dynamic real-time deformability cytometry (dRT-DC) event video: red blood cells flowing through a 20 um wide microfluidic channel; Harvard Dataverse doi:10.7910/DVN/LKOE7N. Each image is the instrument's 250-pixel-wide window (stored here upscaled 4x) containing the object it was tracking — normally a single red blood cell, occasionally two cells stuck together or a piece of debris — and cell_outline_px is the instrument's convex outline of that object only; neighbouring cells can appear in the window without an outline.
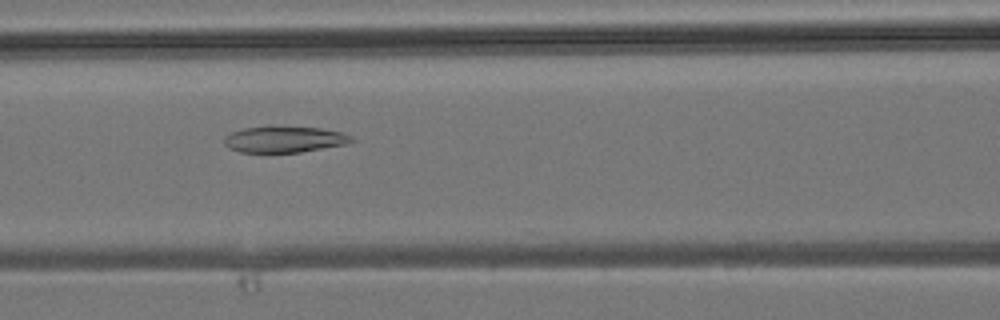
{"species": "common noctule bat (a hibernating species)", "species_latin": "Nyctalus noctula", "temperature_condition": "room temperature", "stored_images_in_passage": 38, "camera_frame_rate_fps": 3000, "um_per_image_px": 0.085, "animal": {"sex": "male", "body_mass_g": 19.2, "forearm_length_mm": 51.8}, "frame": {"image": 1, "passage_image": 18, "time_ms": 5.667, "image_size_px": [1000, 320], "cell_outline_px": [[356, 140], [348, 144], [300, 152], [240, 152], [228, 148], [224, 144], [224, 136], [232, 132], [244, 128], [268, 124], [320, 128], [340, 132], [352, 136]], "centroid_in_image_um": [24.16, 11.81], "position_along_channel_um": 142.4, "area_um2": 20.06}}
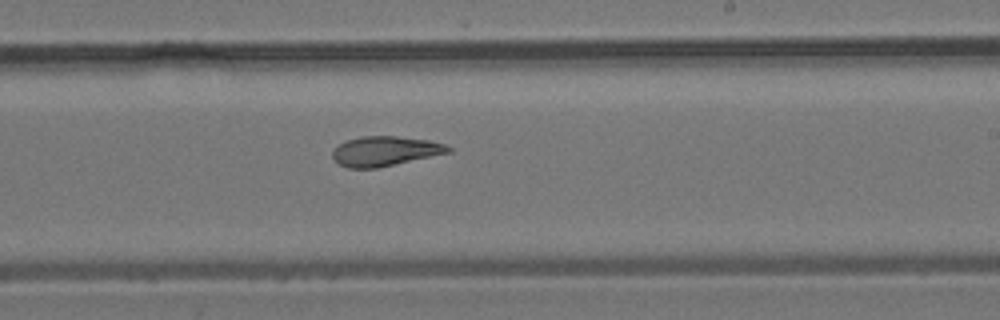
{"frame": {"image": 2, "passage_image": 25, "time_ms": 8.0, "image_size_px": [1000, 320], "cell_outline_px": [[452, 152], [376, 168], [348, 168], [340, 164], [332, 156], [332, 152], [340, 144], [348, 140], [360, 136], [396, 136], [428, 140], [444, 144], [452, 148]], "centroid_in_image_um": [32.75, 12.84], "position_along_channel_um": 256.2, "area_um2": 19.83}}
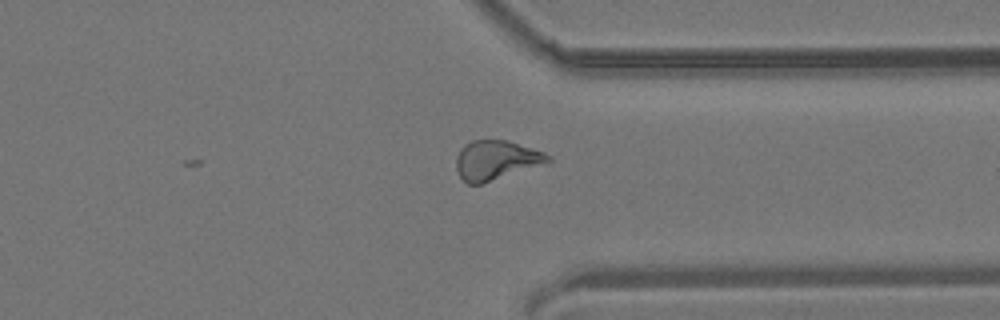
{"frame": {"image": 3, "passage_image": 32, "time_ms": 10.333, "image_size_px": [1000, 320], "cell_outline_px": [[552, 160], [480, 184], [468, 184], [460, 176], [456, 168], [456, 156], [460, 148], [464, 144], [472, 140], [504, 140], [532, 148], [544, 152], [552, 156]], "centroid_in_image_um": [42.11, 13.59], "position_along_channel_um": 369.3, "area_um2": 20.58}}